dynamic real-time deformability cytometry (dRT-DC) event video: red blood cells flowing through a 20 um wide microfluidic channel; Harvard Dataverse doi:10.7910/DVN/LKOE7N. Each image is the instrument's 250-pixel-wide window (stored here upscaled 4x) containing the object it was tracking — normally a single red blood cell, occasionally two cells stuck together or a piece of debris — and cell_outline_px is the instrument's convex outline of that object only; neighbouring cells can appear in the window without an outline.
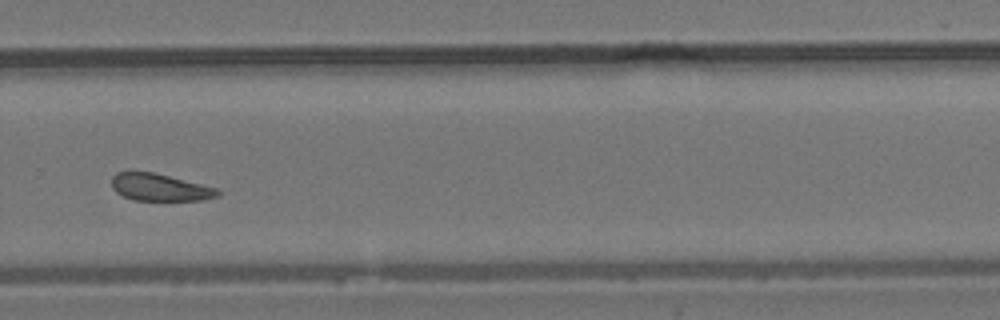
{"species": "common noctule bat (a hibernating species)", "species_latin": "Nyctalus noctula", "temperature_condition": "room temperature", "stored_images_in_passage": 40, "camera_frame_rate_fps": 3000, "um_per_image_px": 0.085, "animal": {"sex": "male", "body_mass_g": 19.2, "forearm_length_mm": 51.8}, "frame": {"image": 1, "passage_image": 23, "time_ms": 7.333, "image_size_px": [1000, 320], "cell_outline_px": [[220, 196], [204, 200], [132, 200], [116, 192], [112, 188], [112, 176], [116, 172], [152, 172], [216, 188], [220, 192]], "centroid_in_image_um": [13.57, 15.94], "position_along_channel_um": 316.2, "area_um2": 16.59}, "authors_computed_cell_mechanics": {"area_um2": 18.0336, "velocity_mm_per_s": 3.6977, "shape_relaxation_time_tau1_ms": 6.5315, "shape_relaxation_time_tau2_ms": null, "deformation_change_tau1": 0.132, "deformation_change_tau2": null}}